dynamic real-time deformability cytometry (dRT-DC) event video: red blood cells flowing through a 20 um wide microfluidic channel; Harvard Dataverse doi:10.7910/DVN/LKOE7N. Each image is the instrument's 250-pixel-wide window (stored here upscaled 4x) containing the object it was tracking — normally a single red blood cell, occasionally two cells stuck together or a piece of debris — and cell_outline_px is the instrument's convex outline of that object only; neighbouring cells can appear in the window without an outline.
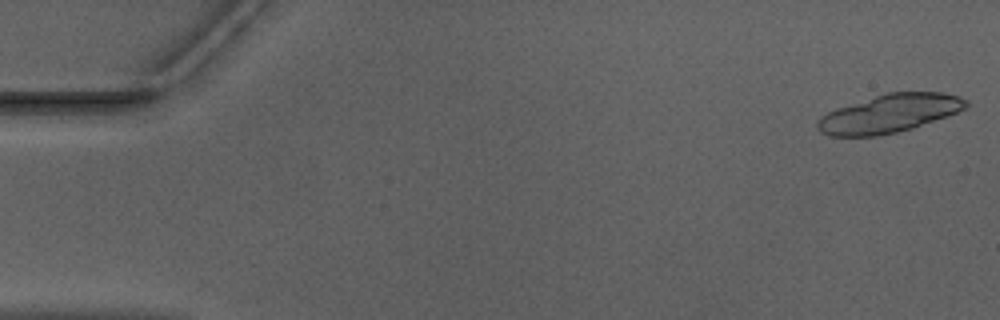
{"species": "Egyptian fruit bat (a non-hibernating species)", "species_latin": "Rousettus aegyptiacus", "temperature_condition": "warm", "stored_images_in_passage": 20, "camera_frame_rate_fps": 3000, "um_per_image_px": 0.085, "animal": {"sex": "male"}, "frame": {"image": 1, "passage_image": 1, "time_ms": 0.0, "image_size_px": [1000, 320], "cell_outline_px": [[968, 104], [964, 108], [956, 112], [912, 128], [896, 132], [876, 136], [828, 136], [820, 132], [816, 128], [816, 120], [820, 116], [836, 108], [888, 92], [944, 92], [960, 96], [968, 100]], "centroid_in_image_um": [75.55, 9.65], "position_along_channel_um": 9.5, "area_um2": 32.95}}